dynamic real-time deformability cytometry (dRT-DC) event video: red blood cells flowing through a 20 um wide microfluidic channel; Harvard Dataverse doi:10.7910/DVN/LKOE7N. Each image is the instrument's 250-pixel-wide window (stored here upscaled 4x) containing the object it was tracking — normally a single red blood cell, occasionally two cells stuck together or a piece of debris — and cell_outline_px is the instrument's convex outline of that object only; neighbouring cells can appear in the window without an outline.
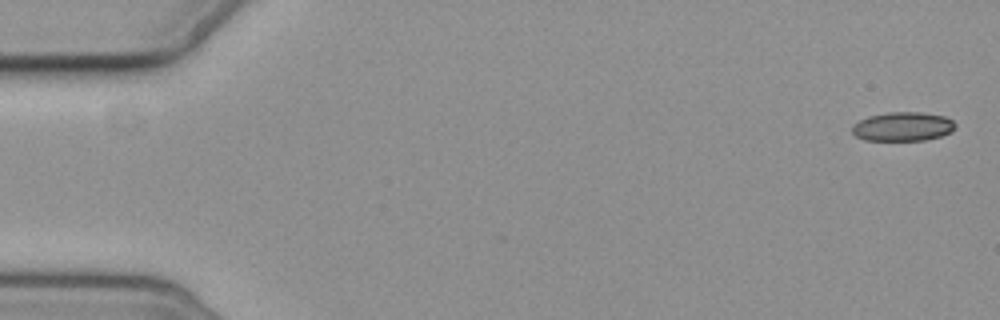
{"species": "common noctule bat (a hibernating species)", "species_latin": "Nyctalus noctula", "temperature_condition": "cold", "stored_images_in_passage": 3, "segment_of_instrument_passage": [2, 2], "camera_frame_rate_fps": 3000, "um_per_image_px": 0.085, "animal": {"sex": "female", "body_mass_g": 19.3, "forearm_length_mm": 54.1}, "frame": {"image": 1, "passage_image": 3, "time_ms": 3.667, "image_size_px": [1000, 320], "cell_outline_px": [[956, 128], [952, 132], [940, 136], [924, 140], [864, 140], [856, 136], [852, 132], [852, 124], [868, 116], [888, 112], [920, 112], [944, 116], [952, 120], [956, 124]], "centroid_in_image_um": [76.74, 10.75], "position_along_channel_um": 8.3, "area_um2": 17.51}}